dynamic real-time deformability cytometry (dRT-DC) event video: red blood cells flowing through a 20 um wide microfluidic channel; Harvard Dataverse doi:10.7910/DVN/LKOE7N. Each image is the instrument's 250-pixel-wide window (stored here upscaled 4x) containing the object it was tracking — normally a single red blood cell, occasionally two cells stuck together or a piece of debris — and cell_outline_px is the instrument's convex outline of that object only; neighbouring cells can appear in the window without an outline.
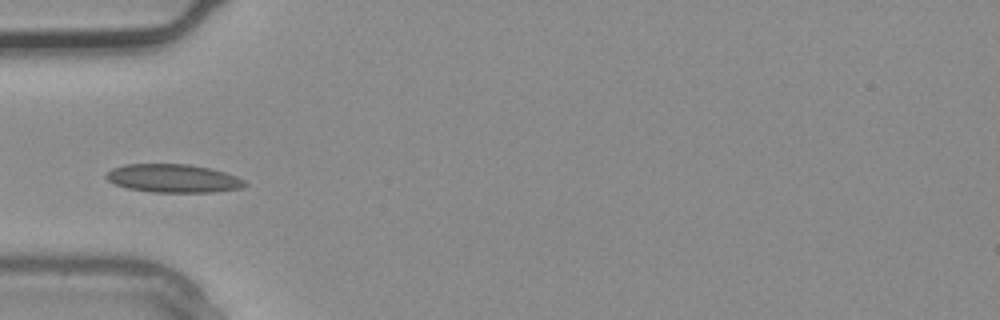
{"species": "common noctule bat (a hibernating species)", "species_latin": "Nyctalus noctula", "temperature_condition": "warm", "stored_images_in_passage": 2, "camera_frame_rate_fps": 3000, "um_per_image_px": 0.085, "animal": {"sex": "male", "body_mass_g": 20.4}, "frame": {"image": 1, "passage_image": 2, "time_ms": 0.333, "image_size_px": [1000, 320], "cell_outline_px": [[248, 184], [240, 188], [212, 192], [152, 192], [128, 188], [116, 184], [108, 180], [104, 176], [112, 168], [124, 164], [188, 164], [208, 168], [224, 172], [236, 176], [244, 180]], "centroid_in_image_um": [14.71, 15.16], "position_along_channel_um": 70.3, "area_um2": 22.72}}